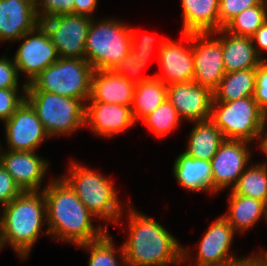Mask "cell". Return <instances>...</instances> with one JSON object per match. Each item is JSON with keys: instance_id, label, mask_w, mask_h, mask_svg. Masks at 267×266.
Segmentation results:
<instances>
[{"instance_id": "41", "label": "cell", "mask_w": 267, "mask_h": 266, "mask_svg": "<svg viewBox=\"0 0 267 266\" xmlns=\"http://www.w3.org/2000/svg\"><path fill=\"white\" fill-rule=\"evenodd\" d=\"M98 0H74V15H84L94 18Z\"/></svg>"}, {"instance_id": "31", "label": "cell", "mask_w": 267, "mask_h": 266, "mask_svg": "<svg viewBox=\"0 0 267 266\" xmlns=\"http://www.w3.org/2000/svg\"><path fill=\"white\" fill-rule=\"evenodd\" d=\"M157 138L165 137L182 123L175 107L166 99L142 122Z\"/></svg>"}, {"instance_id": "24", "label": "cell", "mask_w": 267, "mask_h": 266, "mask_svg": "<svg viewBox=\"0 0 267 266\" xmlns=\"http://www.w3.org/2000/svg\"><path fill=\"white\" fill-rule=\"evenodd\" d=\"M229 192V209L223 216L237 234H244L262 219L267 223L266 204L263 201L235 194L232 190Z\"/></svg>"}, {"instance_id": "3", "label": "cell", "mask_w": 267, "mask_h": 266, "mask_svg": "<svg viewBox=\"0 0 267 266\" xmlns=\"http://www.w3.org/2000/svg\"><path fill=\"white\" fill-rule=\"evenodd\" d=\"M0 236L3 248L9 245L20 260H26L47 224L43 191L21 192L0 210Z\"/></svg>"}, {"instance_id": "18", "label": "cell", "mask_w": 267, "mask_h": 266, "mask_svg": "<svg viewBox=\"0 0 267 266\" xmlns=\"http://www.w3.org/2000/svg\"><path fill=\"white\" fill-rule=\"evenodd\" d=\"M89 102V103H88ZM137 123L130 106L87 101L85 111V127L90 128L94 135L111 138L121 135Z\"/></svg>"}, {"instance_id": "23", "label": "cell", "mask_w": 267, "mask_h": 266, "mask_svg": "<svg viewBox=\"0 0 267 266\" xmlns=\"http://www.w3.org/2000/svg\"><path fill=\"white\" fill-rule=\"evenodd\" d=\"M181 33H213L219 30V0H180Z\"/></svg>"}, {"instance_id": "4", "label": "cell", "mask_w": 267, "mask_h": 266, "mask_svg": "<svg viewBox=\"0 0 267 266\" xmlns=\"http://www.w3.org/2000/svg\"><path fill=\"white\" fill-rule=\"evenodd\" d=\"M79 162L72 160L68 172L61 177L97 219L119 224L125 205L118 197L113 180Z\"/></svg>"}, {"instance_id": "22", "label": "cell", "mask_w": 267, "mask_h": 266, "mask_svg": "<svg viewBox=\"0 0 267 266\" xmlns=\"http://www.w3.org/2000/svg\"><path fill=\"white\" fill-rule=\"evenodd\" d=\"M173 175L188 191L213 193L211 161L198 159L180 153L174 160Z\"/></svg>"}, {"instance_id": "8", "label": "cell", "mask_w": 267, "mask_h": 266, "mask_svg": "<svg viewBox=\"0 0 267 266\" xmlns=\"http://www.w3.org/2000/svg\"><path fill=\"white\" fill-rule=\"evenodd\" d=\"M93 71L86 59L59 58L34 78L26 90L47 91L79 99L86 104Z\"/></svg>"}, {"instance_id": "27", "label": "cell", "mask_w": 267, "mask_h": 266, "mask_svg": "<svg viewBox=\"0 0 267 266\" xmlns=\"http://www.w3.org/2000/svg\"><path fill=\"white\" fill-rule=\"evenodd\" d=\"M167 86L158 78L135 85L132 113L136 123L158 108L167 98Z\"/></svg>"}, {"instance_id": "1", "label": "cell", "mask_w": 267, "mask_h": 266, "mask_svg": "<svg viewBox=\"0 0 267 266\" xmlns=\"http://www.w3.org/2000/svg\"><path fill=\"white\" fill-rule=\"evenodd\" d=\"M46 200L47 224L42 233L52 239L79 245L102 237L108 230L80 201L74 190L62 178H51L43 189Z\"/></svg>"}, {"instance_id": "19", "label": "cell", "mask_w": 267, "mask_h": 266, "mask_svg": "<svg viewBox=\"0 0 267 266\" xmlns=\"http://www.w3.org/2000/svg\"><path fill=\"white\" fill-rule=\"evenodd\" d=\"M38 24L35 0H0V43L17 42Z\"/></svg>"}, {"instance_id": "30", "label": "cell", "mask_w": 267, "mask_h": 266, "mask_svg": "<svg viewBox=\"0 0 267 266\" xmlns=\"http://www.w3.org/2000/svg\"><path fill=\"white\" fill-rule=\"evenodd\" d=\"M267 20V0L233 17L223 28L231 34L251 37Z\"/></svg>"}, {"instance_id": "35", "label": "cell", "mask_w": 267, "mask_h": 266, "mask_svg": "<svg viewBox=\"0 0 267 266\" xmlns=\"http://www.w3.org/2000/svg\"><path fill=\"white\" fill-rule=\"evenodd\" d=\"M264 1L265 0H219V30L245 9L262 4Z\"/></svg>"}, {"instance_id": "38", "label": "cell", "mask_w": 267, "mask_h": 266, "mask_svg": "<svg viewBox=\"0 0 267 266\" xmlns=\"http://www.w3.org/2000/svg\"><path fill=\"white\" fill-rule=\"evenodd\" d=\"M21 189L16 185L11 175L0 163V206L9 204L20 193Z\"/></svg>"}, {"instance_id": "14", "label": "cell", "mask_w": 267, "mask_h": 266, "mask_svg": "<svg viewBox=\"0 0 267 266\" xmlns=\"http://www.w3.org/2000/svg\"><path fill=\"white\" fill-rule=\"evenodd\" d=\"M3 124L4 140L8 147L5 150L35 152L46 138L50 139L36 111L26 99Z\"/></svg>"}, {"instance_id": "6", "label": "cell", "mask_w": 267, "mask_h": 266, "mask_svg": "<svg viewBox=\"0 0 267 266\" xmlns=\"http://www.w3.org/2000/svg\"><path fill=\"white\" fill-rule=\"evenodd\" d=\"M96 21L88 29L85 59L94 70H113L129 53L130 26L116 18Z\"/></svg>"}, {"instance_id": "36", "label": "cell", "mask_w": 267, "mask_h": 266, "mask_svg": "<svg viewBox=\"0 0 267 266\" xmlns=\"http://www.w3.org/2000/svg\"><path fill=\"white\" fill-rule=\"evenodd\" d=\"M19 73L13 58L7 56L0 57V89L4 88H26L27 85H19ZM20 86V87H19Z\"/></svg>"}, {"instance_id": "44", "label": "cell", "mask_w": 267, "mask_h": 266, "mask_svg": "<svg viewBox=\"0 0 267 266\" xmlns=\"http://www.w3.org/2000/svg\"><path fill=\"white\" fill-rule=\"evenodd\" d=\"M1 149H3V147H2L1 140H0V153H1Z\"/></svg>"}, {"instance_id": "37", "label": "cell", "mask_w": 267, "mask_h": 266, "mask_svg": "<svg viewBox=\"0 0 267 266\" xmlns=\"http://www.w3.org/2000/svg\"><path fill=\"white\" fill-rule=\"evenodd\" d=\"M253 98L267 115V60L262 61L256 68V83Z\"/></svg>"}, {"instance_id": "21", "label": "cell", "mask_w": 267, "mask_h": 266, "mask_svg": "<svg viewBox=\"0 0 267 266\" xmlns=\"http://www.w3.org/2000/svg\"><path fill=\"white\" fill-rule=\"evenodd\" d=\"M212 34L222 44L225 73L254 69L263 61L256 53L251 37L234 35L224 28Z\"/></svg>"}, {"instance_id": "29", "label": "cell", "mask_w": 267, "mask_h": 266, "mask_svg": "<svg viewBox=\"0 0 267 266\" xmlns=\"http://www.w3.org/2000/svg\"><path fill=\"white\" fill-rule=\"evenodd\" d=\"M232 191L267 204V162H251V166L245 169Z\"/></svg>"}, {"instance_id": "33", "label": "cell", "mask_w": 267, "mask_h": 266, "mask_svg": "<svg viewBox=\"0 0 267 266\" xmlns=\"http://www.w3.org/2000/svg\"><path fill=\"white\" fill-rule=\"evenodd\" d=\"M0 89V121H7L26 99V88ZM20 91H22L20 93Z\"/></svg>"}, {"instance_id": "25", "label": "cell", "mask_w": 267, "mask_h": 266, "mask_svg": "<svg viewBox=\"0 0 267 266\" xmlns=\"http://www.w3.org/2000/svg\"><path fill=\"white\" fill-rule=\"evenodd\" d=\"M193 125L186 150L182 152L190 157L211 161L225 140L223 134L210 119L193 122Z\"/></svg>"}, {"instance_id": "42", "label": "cell", "mask_w": 267, "mask_h": 266, "mask_svg": "<svg viewBox=\"0 0 267 266\" xmlns=\"http://www.w3.org/2000/svg\"><path fill=\"white\" fill-rule=\"evenodd\" d=\"M258 150L262 151L267 156V117L264 121L263 127L260 131L259 139H258Z\"/></svg>"}, {"instance_id": "40", "label": "cell", "mask_w": 267, "mask_h": 266, "mask_svg": "<svg viewBox=\"0 0 267 266\" xmlns=\"http://www.w3.org/2000/svg\"><path fill=\"white\" fill-rule=\"evenodd\" d=\"M253 46L256 53L264 61L266 60L263 52H267V20L262 26L251 36ZM256 44V45H255Z\"/></svg>"}, {"instance_id": "32", "label": "cell", "mask_w": 267, "mask_h": 266, "mask_svg": "<svg viewBox=\"0 0 267 266\" xmlns=\"http://www.w3.org/2000/svg\"><path fill=\"white\" fill-rule=\"evenodd\" d=\"M150 57L137 56L136 52L129 50V53L115 66L113 71L116 74L125 77L130 83L138 85L150 78H155L156 75L144 76L139 73L146 66Z\"/></svg>"}, {"instance_id": "5", "label": "cell", "mask_w": 267, "mask_h": 266, "mask_svg": "<svg viewBox=\"0 0 267 266\" xmlns=\"http://www.w3.org/2000/svg\"><path fill=\"white\" fill-rule=\"evenodd\" d=\"M235 234L227 219L223 215L219 216L212 221L201 238L196 258H193L191 250L186 246L182 247V257L186 263H193L194 260L195 266H260L267 260V251H263V248L257 254L246 257L235 255L230 250Z\"/></svg>"}, {"instance_id": "39", "label": "cell", "mask_w": 267, "mask_h": 266, "mask_svg": "<svg viewBox=\"0 0 267 266\" xmlns=\"http://www.w3.org/2000/svg\"><path fill=\"white\" fill-rule=\"evenodd\" d=\"M130 35H131V47L130 49L136 52L137 56L143 57H151V53L153 52V44L155 43L156 37L150 35H142L141 39H139L138 32L135 31V28L130 27Z\"/></svg>"}, {"instance_id": "11", "label": "cell", "mask_w": 267, "mask_h": 266, "mask_svg": "<svg viewBox=\"0 0 267 266\" xmlns=\"http://www.w3.org/2000/svg\"><path fill=\"white\" fill-rule=\"evenodd\" d=\"M92 18L57 15L40 21L55 45L59 58L85 59L87 33Z\"/></svg>"}, {"instance_id": "17", "label": "cell", "mask_w": 267, "mask_h": 266, "mask_svg": "<svg viewBox=\"0 0 267 266\" xmlns=\"http://www.w3.org/2000/svg\"><path fill=\"white\" fill-rule=\"evenodd\" d=\"M166 98L183 121L193 123L210 119L213 91L195 81L168 85Z\"/></svg>"}, {"instance_id": "28", "label": "cell", "mask_w": 267, "mask_h": 266, "mask_svg": "<svg viewBox=\"0 0 267 266\" xmlns=\"http://www.w3.org/2000/svg\"><path fill=\"white\" fill-rule=\"evenodd\" d=\"M113 239L107 231L99 239L79 245L77 248L89 250L88 266H128L123 245L119 248L115 247ZM117 251L120 257L116 255Z\"/></svg>"}, {"instance_id": "13", "label": "cell", "mask_w": 267, "mask_h": 266, "mask_svg": "<svg viewBox=\"0 0 267 266\" xmlns=\"http://www.w3.org/2000/svg\"><path fill=\"white\" fill-rule=\"evenodd\" d=\"M181 38L185 44L169 38H162L158 43L157 57L161 72L155 75L166 86L194 79L192 33H181Z\"/></svg>"}, {"instance_id": "2", "label": "cell", "mask_w": 267, "mask_h": 266, "mask_svg": "<svg viewBox=\"0 0 267 266\" xmlns=\"http://www.w3.org/2000/svg\"><path fill=\"white\" fill-rule=\"evenodd\" d=\"M126 204L128 236L122 245L128 266H185L183 246L176 237L153 217Z\"/></svg>"}, {"instance_id": "26", "label": "cell", "mask_w": 267, "mask_h": 266, "mask_svg": "<svg viewBox=\"0 0 267 266\" xmlns=\"http://www.w3.org/2000/svg\"><path fill=\"white\" fill-rule=\"evenodd\" d=\"M256 83V68L225 73L213 91V101L231 102L244 97H253Z\"/></svg>"}, {"instance_id": "20", "label": "cell", "mask_w": 267, "mask_h": 266, "mask_svg": "<svg viewBox=\"0 0 267 266\" xmlns=\"http://www.w3.org/2000/svg\"><path fill=\"white\" fill-rule=\"evenodd\" d=\"M135 85L113 70H94L87 101L132 106Z\"/></svg>"}, {"instance_id": "15", "label": "cell", "mask_w": 267, "mask_h": 266, "mask_svg": "<svg viewBox=\"0 0 267 266\" xmlns=\"http://www.w3.org/2000/svg\"><path fill=\"white\" fill-rule=\"evenodd\" d=\"M192 53L193 81L214 91L225 75L221 42L212 33H192Z\"/></svg>"}, {"instance_id": "43", "label": "cell", "mask_w": 267, "mask_h": 266, "mask_svg": "<svg viewBox=\"0 0 267 266\" xmlns=\"http://www.w3.org/2000/svg\"><path fill=\"white\" fill-rule=\"evenodd\" d=\"M3 245H2V241H1V236H0V251L2 250Z\"/></svg>"}, {"instance_id": "12", "label": "cell", "mask_w": 267, "mask_h": 266, "mask_svg": "<svg viewBox=\"0 0 267 266\" xmlns=\"http://www.w3.org/2000/svg\"><path fill=\"white\" fill-rule=\"evenodd\" d=\"M250 142L225 139L211 158L213 193L232 190L245 169L251 165Z\"/></svg>"}, {"instance_id": "10", "label": "cell", "mask_w": 267, "mask_h": 266, "mask_svg": "<svg viewBox=\"0 0 267 266\" xmlns=\"http://www.w3.org/2000/svg\"><path fill=\"white\" fill-rule=\"evenodd\" d=\"M17 41H21V45L17 48L13 61L18 73L25 74L26 81L23 83L26 85L59 59L56 47L41 23Z\"/></svg>"}, {"instance_id": "9", "label": "cell", "mask_w": 267, "mask_h": 266, "mask_svg": "<svg viewBox=\"0 0 267 266\" xmlns=\"http://www.w3.org/2000/svg\"><path fill=\"white\" fill-rule=\"evenodd\" d=\"M267 115L253 97L231 102L213 101L210 120L222 132L224 139L256 143Z\"/></svg>"}, {"instance_id": "34", "label": "cell", "mask_w": 267, "mask_h": 266, "mask_svg": "<svg viewBox=\"0 0 267 266\" xmlns=\"http://www.w3.org/2000/svg\"><path fill=\"white\" fill-rule=\"evenodd\" d=\"M39 21L57 15H74V0H35Z\"/></svg>"}, {"instance_id": "7", "label": "cell", "mask_w": 267, "mask_h": 266, "mask_svg": "<svg viewBox=\"0 0 267 266\" xmlns=\"http://www.w3.org/2000/svg\"><path fill=\"white\" fill-rule=\"evenodd\" d=\"M26 100L50 138L72 135L85 127L86 104L82 100L40 90H26Z\"/></svg>"}, {"instance_id": "16", "label": "cell", "mask_w": 267, "mask_h": 266, "mask_svg": "<svg viewBox=\"0 0 267 266\" xmlns=\"http://www.w3.org/2000/svg\"><path fill=\"white\" fill-rule=\"evenodd\" d=\"M0 163L22 192L43 191L42 182L44 183L50 166V162L45 157L43 158L33 151L1 149Z\"/></svg>"}]
</instances>
